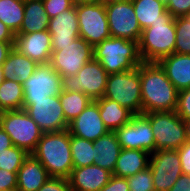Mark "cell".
<instances>
[{"mask_svg": "<svg viewBox=\"0 0 190 191\" xmlns=\"http://www.w3.org/2000/svg\"><path fill=\"white\" fill-rule=\"evenodd\" d=\"M94 59L108 75L136 68L142 63L137 41L109 37L94 46Z\"/></svg>", "mask_w": 190, "mask_h": 191, "instance_id": "3957f363", "label": "cell"}, {"mask_svg": "<svg viewBox=\"0 0 190 191\" xmlns=\"http://www.w3.org/2000/svg\"><path fill=\"white\" fill-rule=\"evenodd\" d=\"M184 125H185L187 141H190V119L184 120Z\"/></svg>", "mask_w": 190, "mask_h": 191, "instance_id": "7dc6e473", "label": "cell"}, {"mask_svg": "<svg viewBox=\"0 0 190 191\" xmlns=\"http://www.w3.org/2000/svg\"><path fill=\"white\" fill-rule=\"evenodd\" d=\"M94 47L82 37L66 45H54L49 64L61 76L76 75L78 71L94 58Z\"/></svg>", "mask_w": 190, "mask_h": 191, "instance_id": "ba28073f", "label": "cell"}, {"mask_svg": "<svg viewBox=\"0 0 190 191\" xmlns=\"http://www.w3.org/2000/svg\"><path fill=\"white\" fill-rule=\"evenodd\" d=\"M118 1H122V0H99V4L107 5V4L115 3V2H118Z\"/></svg>", "mask_w": 190, "mask_h": 191, "instance_id": "c3c4849f", "label": "cell"}, {"mask_svg": "<svg viewBox=\"0 0 190 191\" xmlns=\"http://www.w3.org/2000/svg\"><path fill=\"white\" fill-rule=\"evenodd\" d=\"M99 191H130L127 178L112 175L109 182Z\"/></svg>", "mask_w": 190, "mask_h": 191, "instance_id": "ab89813d", "label": "cell"}, {"mask_svg": "<svg viewBox=\"0 0 190 191\" xmlns=\"http://www.w3.org/2000/svg\"><path fill=\"white\" fill-rule=\"evenodd\" d=\"M132 4L142 30L152 26V23L174 18L160 0H132Z\"/></svg>", "mask_w": 190, "mask_h": 191, "instance_id": "d4e9b609", "label": "cell"}, {"mask_svg": "<svg viewBox=\"0 0 190 191\" xmlns=\"http://www.w3.org/2000/svg\"><path fill=\"white\" fill-rule=\"evenodd\" d=\"M169 191H190V175L181 174Z\"/></svg>", "mask_w": 190, "mask_h": 191, "instance_id": "b9f144b4", "label": "cell"}, {"mask_svg": "<svg viewBox=\"0 0 190 191\" xmlns=\"http://www.w3.org/2000/svg\"><path fill=\"white\" fill-rule=\"evenodd\" d=\"M70 147L74 167H86L94 164L93 142L70 134Z\"/></svg>", "mask_w": 190, "mask_h": 191, "instance_id": "4dcf8cb0", "label": "cell"}, {"mask_svg": "<svg viewBox=\"0 0 190 191\" xmlns=\"http://www.w3.org/2000/svg\"><path fill=\"white\" fill-rule=\"evenodd\" d=\"M37 191H72L67 178L50 177Z\"/></svg>", "mask_w": 190, "mask_h": 191, "instance_id": "8d00e7d4", "label": "cell"}, {"mask_svg": "<svg viewBox=\"0 0 190 191\" xmlns=\"http://www.w3.org/2000/svg\"><path fill=\"white\" fill-rule=\"evenodd\" d=\"M24 18V0H0V21L16 35Z\"/></svg>", "mask_w": 190, "mask_h": 191, "instance_id": "f1b7e54d", "label": "cell"}, {"mask_svg": "<svg viewBox=\"0 0 190 191\" xmlns=\"http://www.w3.org/2000/svg\"><path fill=\"white\" fill-rule=\"evenodd\" d=\"M142 114L176 111L178 90L158 62L140 64Z\"/></svg>", "mask_w": 190, "mask_h": 191, "instance_id": "6da1fadb", "label": "cell"}, {"mask_svg": "<svg viewBox=\"0 0 190 191\" xmlns=\"http://www.w3.org/2000/svg\"><path fill=\"white\" fill-rule=\"evenodd\" d=\"M15 34L0 21V42H14Z\"/></svg>", "mask_w": 190, "mask_h": 191, "instance_id": "7bdbcfd3", "label": "cell"}, {"mask_svg": "<svg viewBox=\"0 0 190 191\" xmlns=\"http://www.w3.org/2000/svg\"><path fill=\"white\" fill-rule=\"evenodd\" d=\"M49 178L41 162L29 154L17 171L16 191H37Z\"/></svg>", "mask_w": 190, "mask_h": 191, "instance_id": "ffe728a7", "label": "cell"}, {"mask_svg": "<svg viewBox=\"0 0 190 191\" xmlns=\"http://www.w3.org/2000/svg\"><path fill=\"white\" fill-rule=\"evenodd\" d=\"M49 21L42 0H24V18L17 34L48 30Z\"/></svg>", "mask_w": 190, "mask_h": 191, "instance_id": "484cf974", "label": "cell"}, {"mask_svg": "<svg viewBox=\"0 0 190 191\" xmlns=\"http://www.w3.org/2000/svg\"><path fill=\"white\" fill-rule=\"evenodd\" d=\"M177 151L180 156L183 174L190 175V141L183 144Z\"/></svg>", "mask_w": 190, "mask_h": 191, "instance_id": "60d3db41", "label": "cell"}, {"mask_svg": "<svg viewBox=\"0 0 190 191\" xmlns=\"http://www.w3.org/2000/svg\"><path fill=\"white\" fill-rule=\"evenodd\" d=\"M68 131L73 136L92 142L109 132L100 116L99 106L94 100L69 122Z\"/></svg>", "mask_w": 190, "mask_h": 191, "instance_id": "2e32d148", "label": "cell"}, {"mask_svg": "<svg viewBox=\"0 0 190 191\" xmlns=\"http://www.w3.org/2000/svg\"><path fill=\"white\" fill-rule=\"evenodd\" d=\"M103 97L116 101L134 115L142 114L140 65L128 71L110 74Z\"/></svg>", "mask_w": 190, "mask_h": 191, "instance_id": "5b68a950", "label": "cell"}, {"mask_svg": "<svg viewBox=\"0 0 190 191\" xmlns=\"http://www.w3.org/2000/svg\"><path fill=\"white\" fill-rule=\"evenodd\" d=\"M111 176V172L93 164L74 167L68 180L72 191H99Z\"/></svg>", "mask_w": 190, "mask_h": 191, "instance_id": "d6986e66", "label": "cell"}, {"mask_svg": "<svg viewBox=\"0 0 190 191\" xmlns=\"http://www.w3.org/2000/svg\"><path fill=\"white\" fill-rule=\"evenodd\" d=\"M150 153L139 149H121L112 175L128 178L149 166Z\"/></svg>", "mask_w": 190, "mask_h": 191, "instance_id": "603a6c76", "label": "cell"}, {"mask_svg": "<svg viewBox=\"0 0 190 191\" xmlns=\"http://www.w3.org/2000/svg\"><path fill=\"white\" fill-rule=\"evenodd\" d=\"M13 48L14 42H0V66L6 61Z\"/></svg>", "mask_w": 190, "mask_h": 191, "instance_id": "ee69618b", "label": "cell"}, {"mask_svg": "<svg viewBox=\"0 0 190 191\" xmlns=\"http://www.w3.org/2000/svg\"><path fill=\"white\" fill-rule=\"evenodd\" d=\"M111 37L139 42L142 29L139 25L132 0H122L105 5Z\"/></svg>", "mask_w": 190, "mask_h": 191, "instance_id": "7c38bea8", "label": "cell"}, {"mask_svg": "<svg viewBox=\"0 0 190 191\" xmlns=\"http://www.w3.org/2000/svg\"><path fill=\"white\" fill-rule=\"evenodd\" d=\"M59 98L68 123L76 118L93 101L83 92L61 91Z\"/></svg>", "mask_w": 190, "mask_h": 191, "instance_id": "f546056e", "label": "cell"}, {"mask_svg": "<svg viewBox=\"0 0 190 191\" xmlns=\"http://www.w3.org/2000/svg\"><path fill=\"white\" fill-rule=\"evenodd\" d=\"M175 18L171 21H159L142 30L138 42L142 62H159L174 53Z\"/></svg>", "mask_w": 190, "mask_h": 191, "instance_id": "277c9868", "label": "cell"}, {"mask_svg": "<svg viewBox=\"0 0 190 191\" xmlns=\"http://www.w3.org/2000/svg\"><path fill=\"white\" fill-rule=\"evenodd\" d=\"M5 80L4 75H3V69L2 66H0V85L3 83Z\"/></svg>", "mask_w": 190, "mask_h": 191, "instance_id": "681fc988", "label": "cell"}, {"mask_svg": "<svg viewBox=\"0 0 190 191\" xmlns=\"http://www.w3.org/2000/svg\"><path fill=\"white\" fill-rule=\"evenodd\" d=\"M166 10L169 11L172 16H188L190 15V0H169L166 5Z\"/></svg>", "mask_w": 190, "mask_h": 191, "instance_id": "74e56055", "label": "cell"}, {"mask_svg": "<svg viewBox=\"0 0 190 191\" xmlns=\"http://www.w3.org/2000/svg\"><path fill=\"white\" fill-rule=\"evenodd\" d=\"M156 150H177L187 142L184 120L176 111L148 112Z\"/></svg>", "mask_w": 190, "mask_h": 191, "instance_id": "52a82bcc", "label": "cell"}, {"mask_svg": "<svg viewBox=\"0 0 190 191\" xmlns=\"http://www.w3.org/2000/svg\"><path fill=\"white\" fill-rule=\"evenodd\" d=\"M31 154L41 162L50 177H70L74 165L68 130L43 133Z\"/></svg>", "mask_w": 190, "mask_h": 191, "instance_id": "7a4b0ae2", "label": "cell"}, {"mask_svg": "<svg viewBox=\"0 0 190 191\" xmlns=\"http://www.w3.org/2000/svg\"><path fill=\"white\" fill-rule=\"evenodd\" d=\"M23 110L43 133L68 130L69 123L65 119L59 95L48 96L41 100H24Z\"/></svg>", "mask_w": 190, "mask_h": 191, "instance_id": "30bf717a", "label": "cell"}, {"mask_svg": "<svg viewBox=\"0 0 190 191\" xmlns=\"http://www.w3.org/2000/svg\"><path fill=\"white\" fill-rule=\"evenodd\" d=\"M62 77L48 64H39L34 73L22 84L24 100H41L60 95Z\"/></svg>", "mask_w": 190, "mask_h": 191, "instance_id": "9a60e30c", "label": "cell"}, {"mask_svg": "<svg viewBox=\"0 0 190 191\" xmlns=\"http://www.w3.org/2000/svg\"><path fill=\"white\" fill-rule=\"evenodd\" d=\"M155 191H169L182 172L177 150H156L149 156Z\"/></svg>", "mask_w": 190, "mask_h": 191, "instance_id": "5bb4252c", "label": "cell"}, {"mask_svg": "<svg viewBox=\"0 0 190 191\" xmlns=\"http://www.w3.org/2000/svg\"><path fill=\"white\" fill-rule=\"evenodd\" d=\"M13 143L8 134L0 127V152L9 147H12Z\"/></svg>", "mask_w": 190, "mask_h": 191, "instance_id": "f6af8a7d", "label": "cell"}, {"mask_svg": "<svg viewBox=\"0 0 190 191\" xmlns=\"http://www.w3.org/2000/svg\"><path fill=\"white\" fill-rule=\"evenodd\" d=\"M48 31L51 34V46L66 45L80 37L79 23L75 5L63 13L51 18Z\"/></svg>", "mask_w": 190, "mask_h": 191, "instance_id": "ac0fdd59", "label": "cell"}, {"mask_svg": "<svg viewBox=\"0 0 190 191\" xmlns=\"http://www.w3.org/2000/svg\"><path fill=\"white\" fill-rule=\"evenodd\" d=\"M79 23V35L93 47L111 37L105 5H75Z\"/></svg>", "mask_w": 190, "mask_h": 191, "instance_id": "8fae6325", "label": "cell"}, {"mask_svg": "<svg viewBox=\"0 0 190 191\" xmlns=\"http://www.w3.org/2000/svg\"><path fill=\"white\" fill-rule=\"evenodd\" d=\"M14 48L38 64H48L52 53L51 34L48 30L16 34Z\"/></svg>", "mask_w": 190, "mask_h": 191, "instance_id": "e0dca14e", "label": "cell"}, {"mask_svg": "<svg viewBox=\"0 0 190 191\" xmlns=\"http://www.w3.org/2000/svg\"><path fill=\"white\" fill-rule=\"evenodd\" d=\"M164 5H167L169 0H160Z\"/></svg>", "mask_w": 190, "mask_h": 191, "instance_id": "f907efd6", "label": "cell"}, {"mask_svg": "<svg viewBox=\"0 0 190 191\" xmlns=\"http://www.w3.org/2000/svg\"><path fill=\"white\" fill-rule=\"evenodd\" d=\"M29 154L22 148L12 146L0 152V170L17 172Z\"/></svg>", "mask_w": 190, "mask_h": 191, "instance_id": "d6a6232c", "label": "cell"}, {"mask_svg": "<svg viewBox=\"0 0 190 191\" xmlns=\"http://www.w3.org/2000/svg\"><path fill=\"white\" fill-rule=\"evenodd\" d=\"M94 101L98 104L100 116L109 131H116L129 122L134 115L126 107L111 99L102 97Z\"/></svg>", "mask_w": 190, "mask_h": 191, "instance_id": "4316f807", "label": "cell"}, {"mask_svg": "<svg viewBox=\"0 0 190 191\" xmlns=\"http://www.w3.org/2000/svg\"><path fill=\"white\" fill-rule=\"evenodd\" d=\"M130 191H155L152 172L149 167L127 178Z\"/></svg>", "mask_w": 190, "mask_h": 191, "instance_id": "836d02e7", "label": "cell"}, {"mask_svg": "<svg viewBox=\"0 0 190 191\" xmlns=\"http://www.w3.org/2000/svg\"><path fill=\"white\" fill-rule=\"evenodd\" d=\"M94 165L113 173L121 146L115 131H109L93 142Z\"/></svg>", "mask_w": 190, "mask_h": 191, "instance_id": "7402d4cb", "label": "cell"}, {"mask_svg": "<svg viewBox=\"0 0 190 191\" xmlns=\"http://www.w3.org/2000/svg\"><path fill=\"white\" fill-rule=\"evenodd\" d=\"M0 127L8 134L14 146L31 154L43 135V131L25 110L0 113Z\"/></svg>", "mask_w": 190, "mask_h": 191, "instance_id": "8992f818", "label": "cell"}, {"mask_svg": "<svg viewBox=\"0 0 190 191\" xmlns=\"http://www.w3.org/2000/svg\"><path fill=\"white\" fill-rule=\"evenodd\" d=\"M176 113L183 120L190 119V88L178 91Z\"/></svg>", "mask_w": 190, "mask_h": 191, "instance_id": "d590c367", "label": "cell"}, {"mask_svg": "<svg viewBox=\"0 0 190 191\" xmlns=\"http://www.w3.org/2000/svg\"><path fill=\"white\" fill-rule=\"evenodd\" d=\"M158 63L178 91L190 88V55L173 53Z\"/></svg>", "mask_w": 190, "mask_h": 191, "instance_id": "44dd1931", "label": "cell"}, {"mask_svg": "<svg viewBox=\"0 0 190 191\" xmlns=\"http://www.w3.org/2000/svg\"><path fill=\"white\" fill-rule=\"evenodd\" d=\"M24 90L20 82L4 80L0 85V113L23 109Z\"/></svg>", "mask_w": 190, "mask_h": 191, "instance_id": "83f0119b", "label": "cell"}, {"mask_svg": "<svg viewBox=\"0 0 190 191\" xmlns=\"http://www.w3.org/2000/svg\"><path fill=\"white\" fill-rule=\"evenodd\" d=\"M122 149L155 152V138L149 118L145 114L133 115L131 120L115 131Z\"/></svg>", "mask_w": 190, "mask_h": 191, "instance_id": "4fadbf2b", "label": "cell"}, {"mask_svg": "<svg viewBox=\"0 0 190 191\" xmlns=\"http://www.w3.org/2000/svg\"><path fill=\"white\" fill-rule=\"evenodd\" d=\"M74 5H80V4H98L99 0H73Z\"/></svg>", "mask_w": 190, "mask_h": 191, "instance_id": "bcb514c9", "label": "cell"}, {"mask_svg": "<svg viewBox=\"0 0 190 191\" xmlns=\"http://www.w3.org/2000/svg\"><path fill=\"white\" fill-rule=\"evenodd\" d=\"M174 53L190 55V15L175 17Z\"/></svg>", "mask_w": 190, "mask_h": 191, "instance_id": "1f68e13d", "label": "cell"}, {"mask_svg": "<svg viewBox=\"0 0 190 191\" xmlns=\"http://www.w3.org/2000/svg\"><path fill=\"white\" fill-rule=\"evenodd\" d=\"M42 2L50 19L74 6L73 0H42Z\"/></svg>", "mask_w": 190, "mask_h": 191, "instance_id": "e575fe53", "label": "cell"}, {"mask_svg": "<svg viewBox=\"0 0 190 191\" xmlns=\"http://www.w3.org/2000/svg\"><path fill=\"white\" fill-rule=\"evenodd\" d=\"M38 65L37 62L13 48L2 64L3 75L6 80H14L23 84Z\"/></svg>", "mask_w": 190, "mask_h": 191, "instance_id": "cb8c5ba5", "label": "cell"}, {"mask_svg": "<svg viewBox=\"0 0 190 191\" xmlns=\"http://www.w3.org/2000/svg\"><path fill=\"white\" fill-rule=\"evenodd\" d=\"M108 76L99 61L93 58L76 75L62 77V91L83 92L96 100L103 97Z\"/></svg>", "mask_w": 190, "mask_h": 191, "instance_id": "9c48e42d", "label": "cell"}, {"mask_svg": "<svg viewBox=\"0 0 190 191\" xmlns=\"http://www.w3.org/2000/svg\"><path fill=\"white\" fill-rule=\"evenodd\" d=\"M17 188V172L0 170V191H13Z\"/></svg>", "mask_w": 190, "mask_h": 191, "instance_id": "f35d334b", "label": "cell"}]
</instances>
